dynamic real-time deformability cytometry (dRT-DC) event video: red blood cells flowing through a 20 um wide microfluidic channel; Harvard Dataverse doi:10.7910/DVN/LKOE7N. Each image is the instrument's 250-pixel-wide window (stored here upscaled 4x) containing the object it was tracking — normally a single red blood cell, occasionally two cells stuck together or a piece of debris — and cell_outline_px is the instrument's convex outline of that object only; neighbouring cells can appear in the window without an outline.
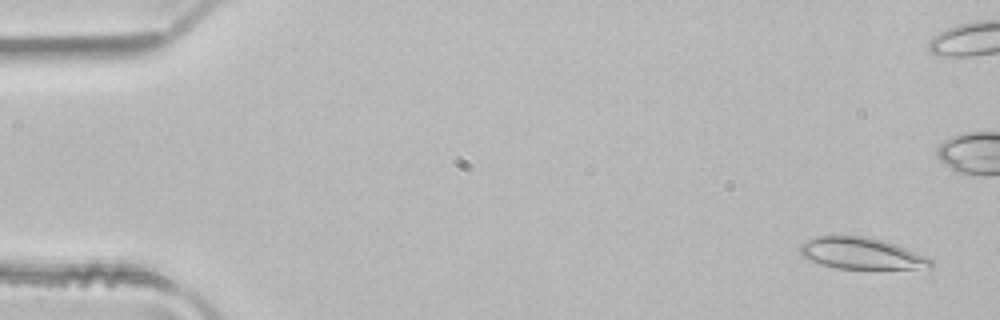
{"species": "common noctule bat (a hibernating species)", "species_latin": "Nyctalus noctula", "temperature_condition": "room temperature", "stored_images_in_passage": 7, "camera_frame_rate_fps": 3000, "um_per_image_px": 0.085, "animal": {"sex": "male", "body_mass_g": 21.5, "forearm_length_mm": 52.0}, "frame": {"image": 1, "passage_image": 1, "time_ms": 0.0, "image_size_px": [1000, 320], "cell_outline_px": [[936, 264], [932, 268], [836, 268], [820, 264], [808, 260], [800, 252], [800, 244], [816, 236], [864, 236], [884, 240], [896, 244], [924, 256], [932, 260]], "centroid_in_image_um": [73.22, 21.53], "position_along_channel_um": 11.8, "area_um2": 23.81}}